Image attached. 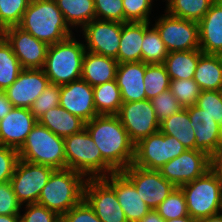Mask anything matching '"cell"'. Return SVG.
<instances>
[{
	"mask_svg": "<svg viewBox=\"0 0 222 222\" xmlns=\"http://www.w3.org/2000/svg\"><path fill=\"white\" fill-rule=\"evenodd\" d=\"M22 70L11 45L0 35V90L10 87Z\"/></svg>",
	"mask_w": 222,
	"mask_h": 222,
	"instance_id": "cell-34",
	"label": "cell"
},
{
	"mask_svg": "<svg viewBox=\"0 0 222 222\" xmlns=\"http://www.w3.org/2000/svg\"><path fill=\"white\" fill-rule=\"evenodd\" d=\"M117 117L134 144L157 133L160 128L152 102L148 99L123 103Z\"/></svg>",
	"mask_w": 222,
	"mask_h": 222,
	"instance_id": "cell-11",
	"label": "cell"
},
{
	"mask_svg": "<svg viewBox=\"0 0 222 222\" xmlns=\"http://www.w3.org/2000/svg\"><path fill=\"white\" fill-rule=\"evenodd\" d=\"M188 115L187 108L181 109L160 122L159 131L175 137L187 149H195V134Z\"/></svg>",
	"mask_w": 222,
	"mask_h": 222,
	"instance_id": "cell-30",
	"label": "cell"
},
{
	"mask_svg": "<svg viewBox=\"0 0 222 222\" xmlns=\"http://www.w3.org/2000/svg\"><path fill=\"white\" fill-rule=\"evenodd\" d=\"M153 0H123L125 22H150Z\"/></svg>",
	"mask_w": 222,
	"mask_h": 222,
	"instance_id": "cell-41",
	"label": "cell"
},
{
	"mask_svg": "<svg viewBox=\"0 0 222 222\" xmlns=\"http://www.w3.org/2000/svg\"><path fill=\"white\" fill-rule=\"evenodd\" d=\"M60 105V85L49 84L45 90L37 97L32 107L31 113L36 119L46 111Z\"/></svg>",
	"mask_w": 222,
	"mask_h": 222,
	"instance_id": "cell-40",
	"label": "cell"
},
{
	"mask_svg": "<svg viewBox=\"0 0 222 222\" xmlns=\"http://www.w3.org/2000/svg\"><path fill=\"white\" fill-rule=\"evenodd\" d=\"M61 222H102L83 199L61 217Z\"/></svg>",
	"mask_w": 222,
	"mask_h": 222,
	"instance_id": "cell-47",
	"label": "cell"
},
{
	"mask_svg": "<svg viewBox=\"0 0 222 222\" xmlns=\"http://www.w3.org/2000/svg\"><path fill=\"white\" fill-rule=\"evenodd\" d=\"M144 74L143 61L118 63L115 80L121 91L123 103L146 99Z\"/></svg>",
	"mask_w": 222,
	"mask_h": 222,
	"instance_id": "cell-22",
	"label": "cell"
},
{
	"mask_svg": "<svg viewBox=\"0 0 222 222\" xmlns=\"http://www.w3.org/2000/svg\"><path fill=\"white\" fill-rule=\"evenodd\" d=\"M170 77L163 63L146 64L144 89L146 99L151 100L170 88Z\"/></svg>",
	"mask_w": 222,
	"mask_h": 222,
	"instance_id": "cell-35",
	"label": "cell"
},
{
	"mask_svg": "<svg viewBox=\"0 0 222 222\" xmlns=\"http://www.w3.org/2000/svg\"><path fill=\"white\" fill-rule=\"evenodd\" d=\"M18 160V150L0 145V183L11 180Z\"/></svg>",
	"mask_w": 222,
	"mask_h": 222,
	"instance_id": "cell-45",
	"label": "cell"
},
{
	"mask_svg": "<svg viewBox=\"0 0 222 222\" xmlns=\"http://www.w3.org/2000/svg\"><path fill=\"white\" fill-rule=\"evenodd\" d=\"M196 106L204 110L222 128V90L201 91Z\"/></svg>",
	"mask_w": 222,
	"mask_h": 222,
	"instance_id": "cell-39",
	"label": "cell"
},
{
	"mask_svg": "<svg viewBox=\"0 0 222 222\" xmlns=\"http://www.w3.org/2000/svg\"><path fill=\"white\" fill-rule=\"evenodd\" d=\"M25 213L21 215L20 222H61V217L38 203L26 204Z\"/></svg>",
	"mask_w": 222,
	"mask_h": 222,
	"instance_id": "cell-44",
	"label": "cell"
},
{
	"mask_svg": "<svg viewBox=\"0 0 222 222\" xmlns=\"http://www.w3.org/2000/svg\"><path fill=\"white\" fill-rule=\"evenodd\" d=\"M151 22H144V39L142 42V61L146 64L163 63L169 54L158 30Z\"/></svg>",
	"mask_w": 222,
	"mask_h": 222,
	"instance_id": "cell-32",
	"label": "cell"
},
{
	"mask_svg": "<svg viewBox=\"0 0 222 222\" xmlns=\"http://www.w3.org/2000/svg\"><path fill=\"white\" fill-rule=\"evenodd\" d=\"M60 106L85 122L98 115L93 87L82 78L60 85Z\"/></svg>",
	"mask_w": 222,
	"mask_h": 222,
	"instance_id": "cell-18",
	"label": "cell"
},
{
	"mask_svg": "<svg viewBox=\"0 0 222 222\" xmlns=\"http://www.w3.org/2000/svg\"><path fill=\"white\" fill-rule=\"evenodd\" d=\"M37 122L29 108L13 107L0 120V145L19 150Z\"/></svg>",
	"mask_w": 222,
	"mask_h": 222,
	"instance_id": "cell-20",
	"label": "cell"
},
{
	"mask_svg": "<svg viewBox=\"0 0 222 222\" xmlns=\"http://www.w3.org/2000/svg\"><path fill=\"white\" fill-rule=\"evenodd\" d=\"M180 188L192 218L199 220L222 212V183L210 170Z\"/></svg>",
	"mask_w": 222,
	"mask_h": 222,
	"instance_id": "cell-7",
	"label": "cell"
},
{
	"mask_svg": "<svg viewBox=\"0 0 222 222\" xmlns=\"http://www.w3.org/2000/svg\"><path fill=\"white\" fill-rule=\"evenodd\" d=\"M151 102L159 122L184 108L171 93L170 89L151 99Z\"/></svg>",
	"mask_w": 222,
	"mask_h": 222,
	"instance_id": "cell-42",
	"label": "cell"
},
{
	"mask_svg": "<svg viewBox=\"0 0 222 222\" xmlns=\"http://www.w3.org/2000/svg\"><path fill=\"white\" fill-rule=\"evenodd\" d=\"M135 186L147 206L156 209L176 188L166 180L159 170L145 169L131 164L121 171Z\"/></svg>",
	"mask_w": 222,
	"mask_h": 222,
	"instance_id": "cell-12",
	"label": "cell"
},
{
	"mask_svg": "<svg viewBox=\"0 0 222 222\" xmlns=\"http://www.w3.org/2000/svg\"><path fill=\"white\" fill-rule=\"evenodd\" d=\"M94 104L98 115H117L121 105V91L116 80L93 87Z\"/></svg>",
	"mask_w": 222,
	"mask_h": 222,
	"instance_id": "cell-31",
	"label": "cell"
},
{
	"mask_svg": "<svg viewBox=\"0 0 222 222\" xmlns=\"http://www.w3.org/2000/svg\"><path fill=\"white\" fill-rule=\"evenodd\" d=\"M210 156L195 149H186L178 157L163 165L159 171L161 175L180 187L203 176L209 170Z\"/></svg>",
	"mask_w": 222,
	"mask_h": 222,
	"instance_id": "cell-13",
	"label": "cell"
},
{
	"mask_svg": "<svg viewBox=\"0 0 222 222\" xmlns=\"http://www.w3.org/2000/svg\"><path fill=\"white\" fill-rule=\"evenodd\" d=\"M144 39V22H125L122 25L118 63L142 61L141 46Z\"/></svg>",
	"mask_w": 222,
	"mask_h": 222,
	"instance_id": "cell-26",
	"label": "cell"
},
{
	"mask_svg": "<svg viewBox=\"0 0 222 222\" xmlns=\"http://www.w3.org/2000/svg\"><path fill=\"white\" fill-rule=\"evenodd\" d=\"M118 61L115 58L86 51L81 78L92 87L115 80Z\"/></svg>",
	"mask_w": 222,
	"mask_h": 222,
	"instance_id": "cell-24",
	"label": "cell"
},
{
	"mask_svg": "<svg viewBox=\"0 0 222 222\" xmlns=\"http://www.w3.org/2000/svg\"><path fill=\"white\" fill-rule=\"evenodd\" d=\"M1 35L11 45L23 69H43L48 45L18 26L4 29Z\"/></svg>",
	"mask_w": 222,
	"mask_h": 222,
	"instance_id": "cell-15",
	"label": "cell"
},
{
	"mask_svg": "<svg viewBox=\"0 0 222 222\" xmlns=\"http://www.w3.org/2000/svg\"><path fill=\"white\" fill-rule=\"evenodd\" d=\"M209 170L222 183V145L210 155Z\"/></svg>",
	"mask_w": 222,
	"mask_h": 222,
	"instance_id": "cell-48",
	"label": "cell"
},
{
	"mask_svg": "<svg viewBox=\"0 0 222 222\" xmlns=\"http://www.w3.org/2000/svg\"><path fill=\"white\" fill-rule=\"evenodd\" d=\"M21 207L10 181L0 183V215L20 214Z\"/></svg>",
	"mask_w": 222,
	"mask_h": 222,
	"instance_id": "cell-46",
	"label": "cell"
},
{
	"mask_svg": "<svg viewBox=\"0 0 222 222\" xmlns=\"http://www.w3.org/2000/svg\"><path fill=\"white\" fill-rule=\"evenodd\" d=\"M139 222H165V220L155 209H152Z\"/></svg>",
	"mask_w": 222,
	"mask_h": 222,
	"instance_id": "cell-50",
	"label": "cell"
},
{
	"mask_svg": "<svg viewBox=\"0 0 222 222\" xmlns=\"http://www.w3.org/2000/svg\"><path fill=\"white\" fill-rule=\"evenodd\" d=\"M215 0H170L166 12L172 16L199 22Z\"/></svg>",
	"mask_w": 222,
	"mask_h": 222,
	"instance_id": "cell-33",
	"label": "cell"
},
{
	"mask_svg": "<svg viewBox=\"0 0 222 222\" xmlns=\"http://www.w3.org/2000/svg\"><path fill=\"white\" fill-rule=\"evenodd\" d=\"M169 89L184 108L196 105L201 92L194 79H173L170 81Z\"/></svg>",
	"mask_w": 222,
	"mask_h": 222,
	"instance_id": "cell-38",
	"label": "cell"
},
{
	"mask_svg": "<svg viewBox=\"0 0 222 222\" xmlns=\"http://www.w3.org/2000/svg\"><path fill=\"white\" fill-rule=\"evenodd\" d=\"M155 210L165 221L189 215L185 196L180 187H176Z\"/></svg>",
	"mask_w": 222,
	"mask_h": 222,
	"instance_id": "cell-36",
	"label": "cell"
},
{
	"mask_svg": "<svg viewBox=\"0 0 222 222\" xmlns=\"http://www.w3.org/2000/svg\"><path fill=\"white\" fill-rule=\"evenodd\" d=\"M85 52L84 43L76 40L73 35L48 46L43 70L49 82L64 85L81 79Z\"/></svg>",
	"mask_w": 222,
	"mask_h": 222,
	"instance_id": "cell-5",
	"label": "cell"
},
{
	"mask_svg": "<svg viewBox=\"0 0 222 222\" xmlns=\"http://www.w3.org/2000/svg\"><path fill=\"white\" fill-rule=\"evenodd\" d=\"M96 19L124 23L123 0H94Z\"/></svg>",
	"mask_w": 222,
	"mask_h": 222,
	"instance_id": "cell-43",
	"label": "cell"
},
{
	"mask_svg": "<svg viewBox=\"0 0 222 222\" xmlns=\"http://www.w3.org/2000/svg\"><path fill=\"white\" fill-rule=\"evenodd\" d=\"M37 120L39 124L47 127L61 138H66L82 131L86 123L80 117L72 115L60 105L46 111Z\"/></svg>",
	"mask_w": 222,
	"mask_h": 222,
	"instance_id": "cell-25",
	"label": "cell"
},
{
	"mask_svg": "<svg viewBox=\"0 0 222 222\" xmlns=\"http://www.w3.org/2000/svg\"><path fill=\"white\" fill-rule=\"evenodd\" d=\"M195 131V150L211 155L222 145V128L196 105L186 107Z\"/></svg>",
	"mask_w": 222,
	"mask_h": 222,
	"instance_id": "cell-21",
	"label": "cell"
},
{
	"mask_svg": "<svg viewBox=\"0 0 222 222\" xmlns=\"http://www.w3.org/2000/svg\"><path fill=\"white\" fill-rule=\"evenodd\" d=\"M55 169L19 159L10 180L18 202L26 204L37 203L42 188Z\"/></svg>",
	"mask_w": 222,
	"mask_h": 222,
	"instance_id": "cell-10",
	"label": "cell"
},
{
	"mask_svg": "<svg viewBox=\"0 0 222 222\" xmlns=\"http://www.w3.org/2000/svg\"><path fill=\"white\" fill-rule=\"evenodd\" d=\"M102 179L115 191L128 222H139L151 210L133 183L121 171L111 173Z\"/></svg>",
	"mask_w": 222,
	"mask_h": 222,
	"instance_id": "cell-19",
	"label": "cell"
},
{
	"mask_svg": "<svg viewBox=\"0 0 222 222\" xmlns=\"http://www.w3.org/2000/svg\"><path fill=\"white\" fill-rule=\"evenodd\" d=\"M165 222H197V220L188 215V216L181 217V218L167 220Z\"/></svg>",
	"mask_w": 222,
	"mask_h": 222,
	"instance_id": "cell-53",
	"label": "cell"
},
{
	"mask_svg": "<svg viewBox=\"0 0 222 222\" xmlns=\"http://www.w3.org/2000/svg\"><path fill=\"white\" fill-rule=\"evenodd\" d=\"M49 84L43 69H23L12 85L4 91L13 107L30 109Z\"/></svg>",
	"mask_w": 222,
	"mask_h": 222,
	"instance_id": "cell-17",
	"label": "cell"
},
{
	"mask_svg": "<svg viewBox=\"0 0 222 222\" xmlns=\"http://www.w3.org/2000/svg\"><path fill=\"white\" fill-rule=\"evenodd\" d=\"M18 27L48 46L74 34L55 0H31Z\"/></svg>",
	"mask_w": 222,
	"mask_h": 222,
	"instance_id": "cell-2",
	"label": "cell"
},
{
	"mask_svg": "<svg viewBox=\"0 0 222 222\" xmlns=\"http://www.w3.org/2000/svg\"><path fill=\"white\" fill-rule=\"evenodd\" d=\"M84 200L102 222H128L115 191L102 179H86Z\"/></svg>",
	"mask_w": 222,
	"mask_h": 222,
	"instance_id": "cell-14",
	"label": "cell"
},
{
	"mask_svg": "<svg viewBox=\"0 0 222 222\" xmlns=\"http://www.w3.org/2000/svg\"><path fill=\"white\" fill-rule=\"evenodd\" d=\"M186 149L175 137L158 131L135 144L133 165L150 170H159Z\"/></svg>",
	"mask_w": 222,
	"mask_h": 222,
	"instance_id": "cell-8",
	"label": "cell"
},
{
	"mask_svg": "<svg viewBox=\"0 0 222 222\" xmlns=\"http://www.w3.org/2000/svg\"><path fill=\"white\" fill-rule=\"evenodd\" d=\"M20 214L0 215V222H20Z\"/></svg>",
	"mask_w": 222,
	"mask_h": 222,
	"instance_id": "cell-51",
	"label": "cell"
},
{
	"mask_svg": "<svg viewBox=\"0 0 222 222\" xmlns=\"http://www.w3.org/2000/svg\"><path fill=\"white\" fill-rule=\"evenodd\" d=\"M13 108L11 101L4 90H0V120L3 119Z\"/></svg>",
	"mask_w": 222,
	"mask_h": 222,
	"instance_id": "cell-49",
	"label": "cell"
},
{
	"mask_svg": "<svg viewBox=\"0 0 222 222\" xmlns=\"http://www.w3.org/2000/svg\"><path fill=\"white\" fill-rule=\"evenodd\" d=\"M121 22L94 19L83 29L86 51L116 58L122 32Z\"/></svg>",
	"mask_w": 222,
	"mask_h": 222,
	"instance_id": "cell-16",
	"label": "cell"
},
{
	"mask_svg": "<svg viewBox=\"0 0 222 222\" xmlns=\"http://www.w3.org/2000/svg\"><path fill=\"white\" fill-rule=\"evenodd\" d=\"M201 91L222 90V55L202 54L194 74Z\"/></svg>",
	"mask_w": 222,
	"mask_h": 222,
	"instance_id": "cell-27",
	"label": "cell"
},
{
	"mask_svg": "<svg viewBox=\"0 0 222 222\" xmlns=\"http://www.w3.org/2000/svg\"><path fill=\"white\" fill-rule=\"evenodd\" d=\"M85 128L98 146L102 158L116 171L133 164L135 144L117 115H97Z\"/></svg>",
	"mask_w": 222,
	"mask_h": 222,
	"instance_id": "cell-1",
	"label": "cell"
},
{
	"mask_svg": "<svg viewBox=\"0 0 222 222\" xmlns=\"http://www.w3.org/2000/svg\"><path fill=\"white\" fill-rule=\"evenodd\" d=\"M31 0H0V32L18 26Z\"/></svg>",
	"mask_w": 222,
	"mask_h": 222,
	"instance_id": "cell-37",
	"label": "cell"
},
{
	"mask_svg": "<svg viewBox=\"0 0 222 222\" xmlns=\"http://www.w3.org/2000/svg\"><path fill=\"white\" fill-rule=\"evenodd\" d=\"M86 178L69 168L55 169L42 188L37 203L62 217L84 199Z\"/></svg>",
	"mask_w": 222,
	"mask_h": 222,
	"instance_id": "cell-3",
	"label": "cell"
},
{
	"mask_svg": "<svg viewBox=\"0 0 222 222\" xmlns=\"http://www.w3.org/2000/svg\"><path fill=\"white\" fill-rule=\"evenodd\" d=\"M66 168L86 179L104 178L116 172L103 158L86 128L64 138Z\"/></svg>",
	"mask_w": 222,
	"mask_h": 222,
	"instance_id": "cell-4",
	"label": "cell"
},
{
	"mask_svg": "<svg viewBox=\"0 0 222 222\" xmlns=\"http://www.w3.org/2000/svg\"><path fill=\"white\" fill-rule=\"evenodd\" d=\"M18 154L19 159L29 163L46 165L54 169L66 168L64 138L38 122L28 134Z\"/></svg>",
	"mask_w": 222,
	"mask_h": 222,
	"instance_id": "cell-6",
	"label": "cell"
},
{
	"mask_svg": "<svg viewBox=\"0 0 222 222\" xmlns=\"http://www.w3.org/2000/svg\"><path fill=\"white\" fill-rule=\"evenodd\" d=\"M202 54L200 49L169 52L163 65L170 79H193Z\"/></svg>",
	"mask_w": 222,
	"mask_h": 222,
	"instance_id": "cell-28",
	"label": "cell"
},
{
	"mask_svg": "<svg viewBox=\"0 0 222 222\" xmlns=\"http://www.w3.org/2000/svg\"><path fill=\"white\" fill-rule=\"evenodd\" d=\"M70 29H83L96 19L94 0H55Z\"/></svg>",
	"mask_w": 222,
	"mask_h": 222,
	"instance_id": "cell-29",
	"label": "cell"
},
{
	"mask_svg": "<svg viewBox=\"0 0 222 222\" xmlns=\"http://www.w3.org/2000/svg\"><path fill=\"white\" fill-rule=\"evenodd\" d=\"M153 26L169 52L200 49L198 22L175 17L165 11Z\"/></svg>",
	"mask_w": 222,
	"mask_h": 222,
	"instance_id": "cell-9",
	"label": "cell"
},
{
	"mask_svg": "<svg viewBox=\"0 0 222 222\" xmlns=\"http://www.w3.org/2000/svg\"><path fill=\"white\" fill-rule=\"evenodd\" d=\"M200 50L204 54L222 55V0H215L198 22Z\"/></svg>",
	"mask_w": 222,
	"mask_h": 222,
	"instance_id": "cell-23",
	"label": "cell"
},
{
	"mask_svg": "<svg viewBox=\"0 0 222 222\" xmlns=\"http://www.w3.org/2000/svg\"><path fill=\"white\" fill-rule=\"evenodd\" d=\"M197 222H222V212L197 220Z\"/></svg>",
	"mask_w": 222,
	"mask_h": 222,
	"instance_id": "cell-52",
	"label": "cell"
}]
</instances>
